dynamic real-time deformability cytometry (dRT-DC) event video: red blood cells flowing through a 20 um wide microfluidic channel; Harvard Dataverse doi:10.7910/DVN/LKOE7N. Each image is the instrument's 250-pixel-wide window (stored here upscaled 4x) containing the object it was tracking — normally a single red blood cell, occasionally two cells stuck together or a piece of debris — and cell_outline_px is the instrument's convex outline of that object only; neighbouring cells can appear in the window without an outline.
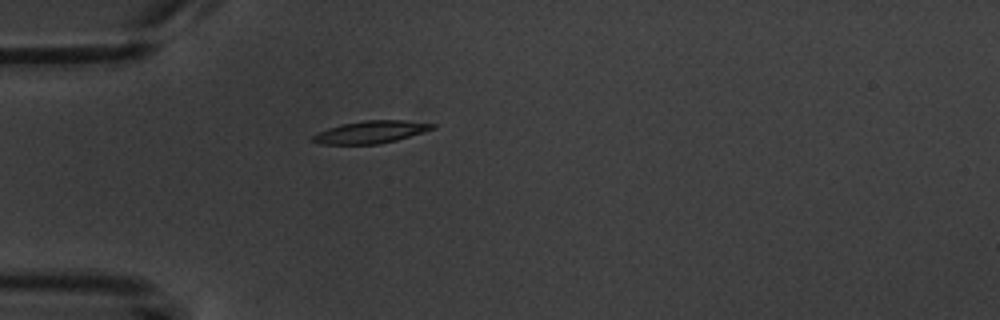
{"species": "common noctule bat (a hibernating species)", "species_latin": "Nyctalus noctula", "temperature_condition": "warm", "stored_images_in_passage": 1, "camera_frame_rate_fps": 3000, "um_per_image_px": 0.085, "animal": {"sex": "male", "body_mass_g": 20.1, "forearm_length_mm": 53.5}, "frame": {"image": 1, "passage_image": 1, "time_ms": 0.0, "image_size_px": [1000, 320], "cell_outline_px": [[436, 128], [424, 132], [396, 140], [376, 144], [320, 144], [312, 140], [312, 136], [316, 132], [340, 124], [364, 120], [404, 120], [436, 124]], "centroid_in_image_um": [31.51, 11.21], "position_along_channel_um": 53.5, "area_um2": 15.66}}